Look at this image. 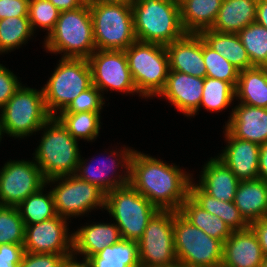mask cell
<instances>
[{
    "mask_svg": "<svg viewBox=\"0 0 267 267\" xmlns=\"http://www.w3.org/2000/svg\"><path fill=\"white\" fill-rule=\"evenodd\" d=\"M24 244H0V267H19L25 254Z\"/></svg>",
    "mask_w": 267,
    "mask_h": 267,
    "instance_id": "7bdbcfd3",
    "label": "cell"
},
{
    "mask_svg": "<svg viewBox=\"0 0 267 267\" xmlns=\"http://www.w3.org/2000/svg\"><path fill=\"white\" fill-rule=\"evenodd\" d=\"M92 72V84L102 93L108 89L139 94L133 82L125 51L95 50L88 58Z\"/></svg>",
    "mask_w": 267,
    "mask_h": 267,
    "instance_id": "5bb4252c",
    "label": "cell"
},
{
    "mask_svg": "<svg viewBox=\"0 0 267 267\" xmlns=\"http://www.w3.org/2000/svg\"><path fill=\"white\" fill-rule=\"evenodd\" d=\"M67 220L57 215L49 220L25 225V252L72 255L73 232H68Z\"/></svg>",
    "mask_w": 267,
    "mask_h": 267,
    "instance_id": "9a60e30c",
    "label": "cell"
},
{
    "mask_svg": "<svg viewBox=\"0 0 267 267\" xmlns=\"http://www.w3.org/2000/svg\"><path fill=\"white\" fill-rule=\"evenodd\" d=\"M237 34L247 51L252 65L267 67V29L254 22Z\"/></svg>",
    "mask_w": 267,
    "mask_h": 267,
    "instance_id": "d590c367",
    "label": "cell"
},
{
    "mask_svg": "<svg viewBox=\"0 0 267 267\" xmlns=\"http://www.w3.org/2000/svg\"><path fill=\"white\" fill-rule=\"evenodd\" d=\"M87 260L92 267H140L138 241L121 239Z\"/></svg>",
    "mask_w": 267,
    "mask_h": 267,
    "instance_id": "4dcf8cb0",
    "label": "cell"
},
{
    "mask_svg": "<svg viewBox=\"0 0 267 267\" xmlns=\"http://www.w3.org/2000/svg\"><path fill=\"white\" fill-rule=\"evenodd\" d=\"M88 4L96 50L125 51L137 40L131 4Z\"/></svg>",
    "mask_w": 267,
    "mask_h": 267,
    "instance_id": "ba28073f",
    "label": "cell"
},
{
    "mask_svg": "<svg viewBox=\"0 0 267 267\" xmlns=\"http://www.w3.org/2000/svg\"><path fill=\"white\" fill-rule=\"evenodd\" d=\"M60 11L49 0H29L28 18L34 32L36 27L47 30V36L54 30Z\"/></svg>",
    "mask_w": 267,
    "mask_h": 267,
    "instance_id": "f35d334b",
    "label": "cell"
},
{
    "mask_svg": "<svg viewBox=\"0 0 267 267\" xmlns=\"http://www.w3.org/2000/svg\"><path fill=\"white\" fill-rule=\"evenodd\" d=\"M165 48L171 71H178L200 78L206 77L203 39L200 34L186 33L181 39L167 44Z\"/></svg>",
    "mask_w": 267,
    "mask_h": 267,
    "instance_id": "d6986e66",
    "label": "cell"
},
{
    "mask_svg": "<svg viewBox=\"0 0 267 267\" xmlns=\"http://www.w3.org/2000/svg\"><path fill=\"white\" fill-rule=\"evenodd\" d=\"M192 174L137 150L130 161L129 184L159 210L179 211L189 196Z\"/></svg>",
    "mask_w": 267,
    "mask_h": 267,
    "instance_id": "6da1fadb",
    "label": "cell"
},
{
    "mask_svg": "<svg viewBox=\"0 0 267 267\" xmlns=\"http://www.w3.org/2000/svg\"><path fill=\"white\" fill-rule=\"evenodd\" d=\"M2 136H3V135L1 134V129H0V142H1Z\"/></svg>",
    "mask_w": 267,
    "mask_h": 267,
    "instance_id": "f5cc1de1",
    "label": "cell"
},
{
    "mask_svg": "<svg viewBox=\"0 0 267 267\" xmlns=\"http://www.w3.org/2000/svg\"><path fill=\"white\" fill-rule=\"evenodd\" d=\"M263 252L254 231L249 227L245 230L233 231L223 243L224 267H260Z\"/></svg>",
    "mask_w": 267,
    "mask_h": 267,
    "instance_id": "44dd1931",
    "label": "cell"
},
{
    "mask_svg": "<svg viewBox=\"0 0 267 267\" xmlns=\"http://www.w3.org/2000/svg\"><path fill=\"white\" fill-rule=\"evenodd\" d=\"M233 202L249 224L266 218L267 181L260 178L240 181Z\"/></svg>",
    "mask_w": 267,
    "mask_h": 267,
    "instance_id": "cb8c5ba5",
    "label": "cell"
},
{
    "mask_svg": "<svg viewBox=\"0 0 267 267\" xmlns=\"http://www.w3.org/2000/svg\"><path fill=\"white\" fill-rule=\"evenodd\" d=\"M181 24L186 33L199 34L210 29L223 0H178Z\"/></svg>",
    "mask_w": 267,
    "mask_h": 267,
    "instance_id": "484cf974",
    "label": "cell"
},
{
    "mask_svg": "<svg viewBox=\"0 0 267 267\" xmlns=\"http://www.w3.org/2000/svg\"><path fill=\"white\" fill-rule=\"evenodd\" d=\"M100 114V112L58 113L55 117L76 140L92 142L99 136Z\"/></svg>",
    "mask_w": 267,
    "mask_h": 267,
    "instance_id": "d6a6232c",
    "label": "cell"
},
{
    "mask_svg": "<svg viewBox=\"0 0 267 267\" xmlns=\"http://www.w3.org/2000/svg\"><path fill=\"white\" fill-rule=\"evenodd\" d=\"M102 92L92 85L81 92L67 108L60 113L100 112L105 104Z\"/></svg>",
    "mask_w": 267,
    "mask_h": 267,
    "instance_id": "ab89813d",
    "label": "cell"
},
{
    "mask_svg": "<svg viewBox=\"0 0 267 267\" xmlns=\"http://www.w3.org/2000/svg\"><path fill=\"white\" fill-rule=\"evenodd\" d=\"M260 267H267V256H264V257H263V261H262V263L260 264Z\"/></svg>",
    "mask_w": 267,
    "mask_h": 267,
    "instance_id": "816d5d0a",
    "label": "cell"
},
{
    "mask_svg": "<svg viewBox=\"0 0 267 267\" xmlns=\"http://www.w3.org/2000/svg\"><path fill=\"white\" fill-rule=\"evenodd\" d=\"M133 0H89L87 3L101 4H131Z\"/></svg>",
    "mask_w": 267,
    "mask_h": 267,
    "instance_id": "f907efd6",
    "label": "cell"
},
{
    "mask_svg": "<svg viewBox=\"0 0 267 267\" xmlns=\"http://www.w3.org/2000/svg\"><path fill=\"white\" fill-rule=\"evenodd\" d=\"M0 112L1 134L21 139L41 131V127L51 118L45 106L43 89L24 85L20 86Z\"/></svg>",
    "mask_w": 267,
    "mask_h": 267,
    "instance_id": "8992f818",
    "label": "cell"
},
{
    "mask_svg": "<svg viewBox=\"0 0 267 267\" xmlns=\"http://www.w3.org/2000/svg\"><path fill=\"white\" fill-rule=\"evenodd\" d=\"M203 84L204 78L170 70L165 87L158 96L167 98L187 117H194L199 111Z\"/></svg>",
    "mask_w": 267,
    "mask_h": 267,
    "instance_id": "e0dca14e",
    "label": "cell"
},
{
    "mask_svg": "<svg viewBox=\"0 0 267 267\" xmlns=\"http://www.w3.org/2000/svg\"><path fill=\"white\" fill-rule=\"evenodd\" d=\"M92 85L88 59L61 58L51 77L42 87L48 113L55 117Z\"/></svg>",
    "mask_w": 267,
    "mask_h": 267,
    "instance_id": "52a82bcc",
    "label": "cell"
},
{
    "mask_svg": "<svg viewBox=\"0 0 267 267\" xmlns=\"http://www.w3.org/2000/svg\"><path fill=\"white\" fill-rule=\"evenodd\" d=\"M225 139L228 143L222 153L217 155L240 180H252L258 178L260 145L248 140L238 139L232 136L226 129Z\"/></svg>",
    "mask_w": 267,
    "mask_h": 267,
    "instance_id": "ac0fdd59",
    "label": "cell"
},
{
    "mask_svg": "<svg viewBox=\"0 0 267 267\" xmlns=\"http://www.w3.org/2000/svg\"><path fill=\"white\" fill-rule=\"evenodd\" d=\"M121 239L120 230L115 223L84 225L73 233V255L80 254L84 259H88Z\"/></svg>",
    "mask_w": 267,
    "mask_h": 267,
    "instance_id": "7402d4cb",
    "label": "cell"
},
{
    "mask_svg": "<svg viewBox=\"0 0 267 267\" xmlns=\"http://www.w3.org/2000/svg\"><path fill=\"white\" fill-rule=\"evenodd\" d=\"M131 7L138 41L166 46L186 34L178 0H133Z\"/></svg>",
    "mask_w": 267,
    "mask_h": 267,
    "instance_id": "7a4b0ae2",
    "label": "cell"
},
{
    "mask_svg": "<svg viewBox=\"0 0 267 267\" xmlns=\"http://www.w3.org/2000/svg\"><path fill=\"white\" fill-rule=\"evenodd\" d=\"M178 211L158 210L138 240L140 267H176L174 215Z\"/></svg>",
    "mask_w": 267,
    "mask_h": 267,
    "instance_id": "8fae6325",
    "label": "cell"
},
{
    "mask_svg": "<svg viewBox=\"0 0 267 267\" xmlns=\"http://www.w3.org/2000/svg\"><path fill=\"white\" fill-rule=\"evenodd\" d=\"M203 59L206 67V77L229 82L237 86L239 70L227 59L209 47L203 40Z\"/></svg>",
    "mask_w": 267,
    "mask_h": 267,
    "instance_id": "8d00e7d4",
    "label": "cell"
},
{
    "mask_svg": "<svg viewBox=\"0 0 267 267\" xmlns=\"http://www.w3.org/2000/svg\"><path fill=\"white\" fill-rule=\"evenodd\" d=\"M199 34L209 47L239 71L254 67L238 34L222 33L212 29L203 30Z\"/></svg>",
    "mask_w": 267,
    "mask_h": 267,
    "instance_id": "f1b7e54d",
    "label": "cell"
},
{
    "mask_svg": "<svg viewBox=\"0 0 267 267\" xmlns=\"http://www.w3.org/2000/svg\"><path fill=\"white\" fill-rule=\"evenodd\" d=\"M25 224L15 206L0 205V244H24Z\"/></svg>",
    "mask_w": 267,
    "mask_h": 267,
    "instance_id": "74e56055",
    "label": "cell"
},
{
    "mask_svg": "<svg viewBox=\"0 0 267 267\" xmlns=\"http://www.w3.org/2000/svg\"><path fill=\"white\" fill-rule=\"evenodd\" d=\"M202 170L198 185L218 200L233 202L240 182L233 172L217 157H211Z\"/></svg>",
    "mask_w": 267,
    "mask_h": 267,
    "instance_id": "603a6c76",
    "label": "cell"
},
{
    "mask_svg": "<svg viewBox=\"0 0 267 267\" xmlns=\"http://www.w3.org/2000/svg\"><path fill=\"white\" fill-rule=\"evenodd\" d=\"M193 179L189 186V196L203 209L222 219L232 231L249 228L250 224L244 219L234 202L222 201L207 194Z\"/></svg>",
    "mask_w": 267,
    "mask_h": 267,
    "instance_id": "83f0119b",
    "label": "cell"
},
{
    "mask_svg": "<svg viewBox=\"0 0 267 267\" xmlns=\"http://www.w3.org/2000/svg\"><path fill=\"white\" fill-rule=\"evenodd\" d=\"M258 178L267 181V142L260 145Z\"/></svg>",
    "mask_w": 267,
    "mask_h": 267,
    "instance_id": "bcb514c9",
    "label": "cell"
},
{
    "mask_svg": "<svg viewBox=\"0 0 267 267\" xmlns=\"http://www.w3.org/2000/svg\"><path fill=\"white\" fill-rule=\"evenodd\" d=\"M119 151L117 150L116 152L115 150H111L108 156L109 158L106 157L103 158V160L98 161L99 165L97 164L96 166H94L92 162L95 163V161L97 162V160H91V164H87L86 162H88V160L85 161L84 158L80 157L75 175L81 180L87 181L88 183L95 185L105 194H108L111 190L115 188L128 185L130 176V161L135 149L125 147L123 148V150ZM115 156H117V158H115ZM120 166L126 171H124V174H122L121 172V175H118L116 172ZM114 174L115 176H113Z\"/></svg>",
    "mask_w": 267,
    "mask_h": 267,
    "instance_id": "2e32d148",
    "label": "cell"
},
{
    "mask_svg": "<svg viewBox=\"0 0 267 267\" xmlns=\"http://www.w3.org/2000/svg\"><path fill=\"white\" fill-rule=\"evenodd\" d=\"M29 0H0V19L28 16Z\"/></svg>",
    "mask_w": 267,
    "mask_h": 267,
    "instance_id": "ee69618b",
    "label": "cell"
},
{
    "mask_svg": "<svg viewBox=\"0 0 267 267\" xmlns=\"http://www.w3.org/2000/svg\"><path fill=\"white\" fill-rule=\"evenodd\" d=\"M44 47L54 54L63 53L61 58L88 59L96 50L89 4L60 12Z\"/></svg>",
    "mask_w": 267,
    "mask_h": 267,
    "instance_id": "277c9868",
    "label": "cell"
},
{
    "mask_svg": "<svg viewBox=\"0 0 267 267\" xmlns=\"http://www.w3.org/2000/svg\"><path fill=\"white\" fill-rule=\"evenodd\" d=\"M173 235L179 266L218 267L221 265L223 243L193 226L179 212L174 215Z\"/></svg>",
    "mask_w": 267,
    "mask_h": 267,
    "instance_id": "30bf717a",
    "label": "cell"
},
{
    "mask_svg": "<svg viewBox=\"0 0 267 267\" xmlns=\"http://www.w3.org/2000/svg\"><path fill=\"white\" fill-rule=\"evenodd\" d=\"M45 184L36 193L29 195L17 209L25 225L36 224L57 216L51 190L44 194Z\"/></svg>",
    "mask_w": 267,
    "mask_h": 267,
    "instance_id": "1f68e13d",
    "label": "cell"
},
{
    "mask_svg": "<svg viewBox=\"0 0 267 267\" xmlns=\"http://www.w3.org/2000/svg\"><path fill=\"white\" fill-rule=\"evenodd\" d=\"M224 128L238 139L264 144L267 142V108L239 103L233 107Z\"/></svg>",
    "mask_w": 267,
    "mask_h": 267,
    "instance_id": "ffe728a7",
    "label": "cell"
},
{
    "mask_svg": "<svg viewBox=\"0 0 267 267\" xmlns=\"http://www.w3.org/2000/svg\"><path fill=\"white\" fill-rule=\"evenodd\" d=\"M125 55L139 96L145 99L158 96L170 71L165 45L136 40Z\"/></svg>",
    "mask_w": 267,
    "mask_h": 267,
    "instance_id": "5b68a950",
    "label": "cell"
},
{
    "mask_svg": "<svg viewBox=\"0 0 267 267\" xmlns=\"http://www.w3.org/2000/svg\"><path fill=\"white\" fill-rule=\"evenodd\" d=\"M235 99V88L229 83L210 77L204 78L200 107L219 112L227 109Z\"/></svg>",
    "mask_w": 267,
    "mask_h": 267,
    "instance_id": "e575fe53",
    "label": "cell"
},
{
    "mask_svg": "<svg viewBox=\"0 0 267 267\" xmlns=\"http://www.w3.org/2000/svg\"><path fill=\"white\" fill-rule=\"evenodd\" d=\"M82 261L83 262H78L77 257L72 254L66 257L62 267H92V265L87 259L83 258Z\"/></svg>",
    "mask_w": 267,
    "mask_h": 267,
    "instance_id": "681fc988",
    "label": "cell"
},
{
    "mask_svg": "<svg viewBox=\"0 0 267 267\" xmlns=\"http://www.w3.org/2000/svg\"><path fill=\"white\" fill-rule=\"evenodd\" d=\"M51 189L57 215L69 219L91 212L92 209L105 208L106 194L93 184L74 175H66L46 180Z\"/></svg>",
    "mask_w": 267,
    "mask_h": 267,
    "instance_id": "7c38bea8",
    "label": "cell"
},
{
    "mask_svg": "<svg viewBox=\"0 0 267 267\" xmlns=\"http://www.w3.org/2000/svg\"><path fill=\"white\" fill-rule=\"evenodd\" d=\"M178 212L193 226L222 243L233 232L222 219L200 207L190 196L182 203Z\"/></svg>",
    "mask_w": 267,
    "mask_h": 267,
    "instance_id": "f546056e",
    "label": "cell"
},
{
    "mask_svg": "<svg viewBox=\"0 0 267 267\" xmlns=\"http://www.w3.org/2000/svg\"><path fill=\"white\" fill-rule=\"evenodd\" d=\"M28 16L0 19V54L18 49L34 35Z\"/></svg>",
    "mask_w": 267,
    "mask_h": 267,
    "instance_id": "836d02e7",
    "label": "cell"
},
{
    "mask_svg": "<svg viewBox=\"0 0 267 267\" xmlns=\"http://www.w3.org/2000/svg\"><path fill=\"white\" fill-rule=\"evenodd\" d=\"M235 98L239 103L267 108V67L254 66L239 71Z\"/></svg>",
    "mask_w": 267,
    "mask_h": 267,
    "instance_id": "4316f807",
    "label": "cell"
},
{
    "mask_svg": "<svg viewBox=\"0 0 267 267\" xmlns=\"http://www.w3.org/2000/svg\"><path fill=\"white\" fill-rule=\"evenodd\" d=\"M45 184L46 180L34 159L9 160L0 169V205L17 207Z\"/></svg>",
    "mask_w": 267,
    "mask_h": 267,
    "instance_id": "4fadbf2b",
    "label": "cell"
},
{
    "mask_svg": "<svg viewBox=\"0 0 267 267\" xmlns=\"http://www.w3.org/2000/svg\"><path fill=\"white\" fill-rule=\"evenodd\" d=\"M104 209L115 219L122 239L135 241L143 236L149 220L159 210L130 184L106 194Z\"/></svg>",
    "mask_w": 267,
    "mask_h": 267,
    "instance_id": "9c48e42d",
    "label": "cell"
},
{
    "mask_svg": "<svg viewBox=\"0 0 267 267\" xmlns=\"http://www.w3.org/2000/svg\"><path fill=\"white\" fill-rule=\"evenodd\" d=\"M22 84L18 77L0 64V109L8 102Z\"/></svg>",
    "mask_w": 267,
    "mask_h": 267,
    "instance_id": "b9f144b4",
    "label": "cell"
},
{
    "mask_svg": "<svg viewBox=\"0 0 267 267\" xmlns=\"http://www.w3.org/2000/svg\"><path fill=\"white\" fill-rule=\"evenodd\" d=\"M66 257L54 253L25 252L19 267H62Z\"/></svg>",
    "mask_w": 267,
    "mask_h": 267,
    "instance_id": "60d3db41",
    "label": "cell"
},
{
    "mask_svg": "<svg viewBox=\"0 0 267 267\" xmlns=\"http://www.w3.org/2000/svg\"><path fill=\"white\" fill-rule=\"evenodd\" d=\"M258 238L264 256H267V217L252 222L249 226Z\"/></svg>",
    "mask_w": 267,
    "mask_h": 267,
    "instance_id": "f6af8a7d",
    "label": "cell"
},
{
    "mask_svg": "<svg viewBox=\"0 0 267 267\" xmlns=\"http://www.w3.org/2000/svg\"><path fill=\"white\" fill-rule=\"evenodd\" d=\"M42 129L41 142L33 159L44 179L74 175L81 157L78 141L56 117H51Z\"/></svg>",
    "mask_w": 267,
    "mask_h": 267,
    "instance_id": "3957f363",
    "label": "cell"
},
{
    "mask_svg": "<svg viewBox=\"0 0 267 267\" xmlns=\"http://www.w3.org/2000/svg\"><path fill=\"white\" fill-rule=\"evenodd\" d=\"M256 22L267 29V0H258Z\"/></svg>",
    "mask_w": 267,
    "mask_h": 267,
    "instance_id": "c3c4849f",
    "label": "cell"
},
{
    "mask_svg": "<svg viewBox=\"0 0 267 267\" xmlns=\"http://www.w3.org/2000/svg\"><path fill=\"white\" fill-rule=\"evenodd\" d=\"M60 12L81 7L85 0H49Z\"/></svg>",
    "mask_w": 267,
    "mask_h": 267,
    "instance_id": "7dc6e473",
    "label": "cell"
},
{
    "mask_svg": "<svg viewBox=\"0 0 267 267\" xmlns=\"http://www.w3.org/2000/svg\"><path fill=\"white\" fill-rule=\"evenodd\" d=\"M258 0H223L212 30L237 34L256 22Z\"/></svg>",
    "mask_w": 267,
    "mask_h": 267,
    "instance_id": "d4e9b609",
    "label": "cell"
}]
</instances>
